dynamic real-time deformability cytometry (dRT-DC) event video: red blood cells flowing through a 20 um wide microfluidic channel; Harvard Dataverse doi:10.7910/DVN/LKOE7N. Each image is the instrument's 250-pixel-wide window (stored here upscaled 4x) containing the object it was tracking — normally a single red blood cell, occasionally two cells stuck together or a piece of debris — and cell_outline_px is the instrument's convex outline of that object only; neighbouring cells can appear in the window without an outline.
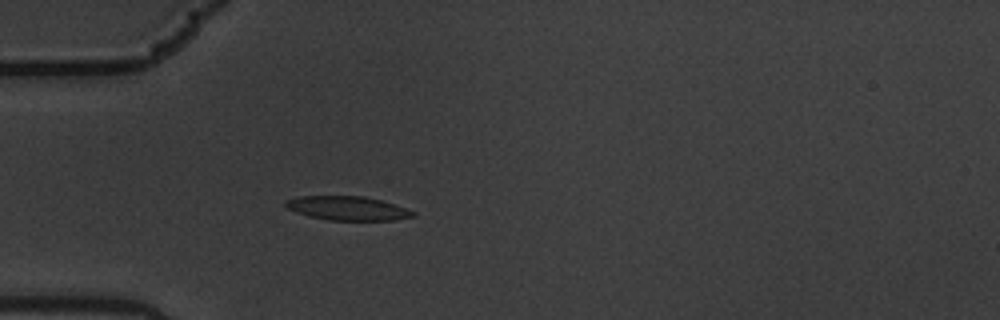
{"species": "common noctule bat (a hibernating species)", "species_latin": "Nyctalus noctula", "temperature_condition": "warm", "stored_images_in_passage": 5, "camera_frame_rate_fps": 3000, "um_per_image_px": 0.085, "animal": {"sex": "male", "body_mass_g": 19.5, "forearm_length_mm": 54.6}, "frame": {"image": 1, "passage_image": 5, "time_ms": 1.333, "image_size_px": [1000, 320], "cell_outline_px": [[416, 216], [392, 220], [328, 220], [296, 212], [288, 208], [284, 204], [288, 200], [300, 196], [364, 196], [380, 200], [416, 212]], "centroid_in_image_um": [29.56, 17.7], "position_along_channel_um": 55.4, "area_um2": 17.46}}